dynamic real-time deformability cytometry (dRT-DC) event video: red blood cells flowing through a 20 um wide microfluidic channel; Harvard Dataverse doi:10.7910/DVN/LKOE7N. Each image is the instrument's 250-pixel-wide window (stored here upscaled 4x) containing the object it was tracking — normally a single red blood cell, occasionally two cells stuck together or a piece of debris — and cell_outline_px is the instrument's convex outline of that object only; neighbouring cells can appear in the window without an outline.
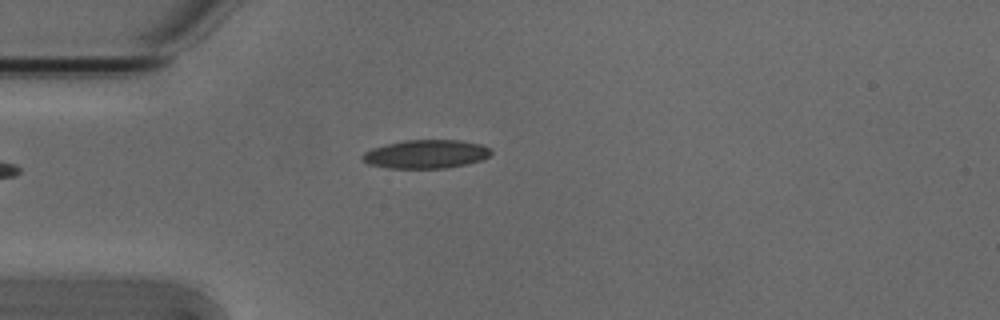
{"species": "Egyptian fruit bat (a non-hibernating species)", "species_latin": "Rousettus aegyptiacus", "temperature_condition": "cold", "stored_images_in_passage": 34, "camera_frame_rate_fps": 3000, "um_per_image_px": 0.085, "animal": {"sex": "male"}, "frame": {"image": 1, "passage_image": 1, "time_ms": 0.0, "image_size_px": [1000, 320], "cell_outline_px": [[492, 152], [488, 156], [480, 160], [468, 164], [448, 168], [388, 168], [368, 164], [360, 156], [364, 152], [372, 148], [404, 140], [460, 140], [480, 144], [492, 148]], "centroid_in_image_um": [36.22, 13.1], "position_along_channel_um": 48.8, "area_um2": 21.44}}
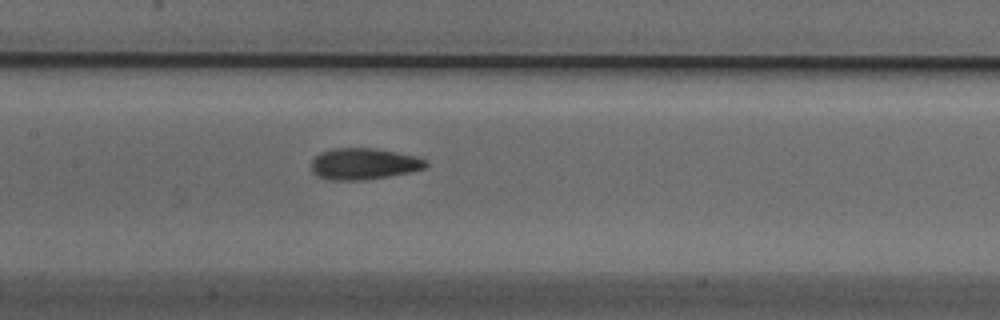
{"frame": {"image": 2, "passage_image": 12, "time_ms": 3.667, "image_size_px": [1000, 320], "cell_outline_px": [[428, 164], [424, 168], [412, 172], [364, 180], [328, 180], [312, 172], [312, 160], [320, 152], [332, 148], [376, 148], [416, 156], [428, 160]], "centroid_in_image_um": [30.94, 13.92], "position_along_channel_um": 176.5, "area_um2": 21.04}}
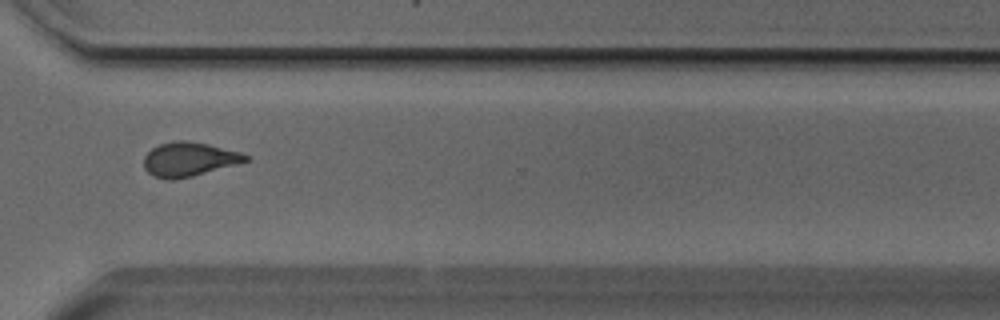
{"frame": {"image": 3, "passage_image": 26, "time_ms": 8.333, "image_size_px": [1000, 320], "cell_outline_px": [[248, 160], [236, 164], [192, 176], [172, 180], [168, 180], [152, 176], [144, 168], [144, 156], [152, 148], [160, 144], [172, 140], [184, 140], [208, 144], [240, 152], [248, 156]], "centroid_in_image_um": [16.01, 13.54], "position_along_channel_um": 354.6, "area_um2": 20.11}, "authors_computed_cell_mechanics": {"area_um2": 20.3456, "velocity_mm_per_s": 3.8194, "shape_relaxation_time_tau1_ms": 5.1363, "shape_relaxation_time_tau2_ms": 2.2958, "deformation_change_tau1": 0.1384, "deformation_change_tau2": 0.0823}}